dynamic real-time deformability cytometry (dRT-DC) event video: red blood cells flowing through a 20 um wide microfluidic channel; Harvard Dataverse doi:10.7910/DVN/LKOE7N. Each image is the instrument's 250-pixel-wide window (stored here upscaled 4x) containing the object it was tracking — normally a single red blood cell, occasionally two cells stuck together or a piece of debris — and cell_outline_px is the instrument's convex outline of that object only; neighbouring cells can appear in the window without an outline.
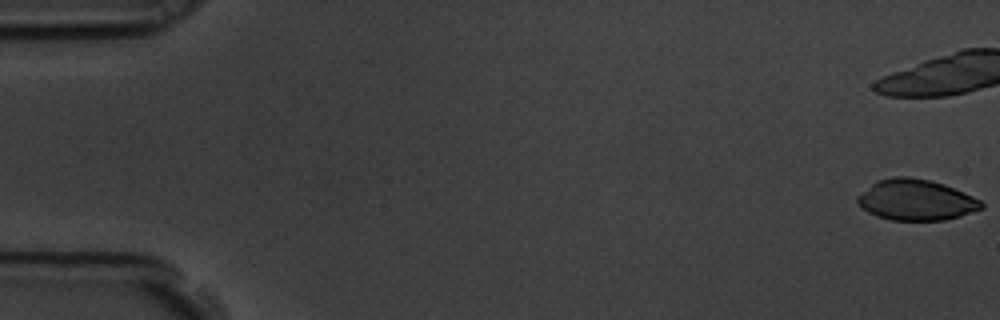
{"species": "common noctule bat (a hibernating species)", "species_latin": "Nyctalus noctula", "temperature_condition": "room temperature", "stored_images_in_passage": 16, "camera_frame_rate_fps": 3000, "um_per_image_px": 0.085, "animal": {"sex": "male", "body_mass_g": 19.5, "forearm_length_mm": 54.6}, "frame": {"image": 1, "passage_image": 1, "time_ms": 0.0, "image_size_px": [1000, 320], "cell_outline_px": [[984, 208], [960, 216], [944, 220], [892, 220], [876, 216], [868, 212], [856, 200], [856, 196], [876, 180], [892, 176], [908, 176], [928, 180], [944, 184], [972, 196], [980, 200], [984, 204]], "centroid_in_image_um": [77.85, 16.98], "position_along_channel_um": 7.2, "area_um2": 29.48}}